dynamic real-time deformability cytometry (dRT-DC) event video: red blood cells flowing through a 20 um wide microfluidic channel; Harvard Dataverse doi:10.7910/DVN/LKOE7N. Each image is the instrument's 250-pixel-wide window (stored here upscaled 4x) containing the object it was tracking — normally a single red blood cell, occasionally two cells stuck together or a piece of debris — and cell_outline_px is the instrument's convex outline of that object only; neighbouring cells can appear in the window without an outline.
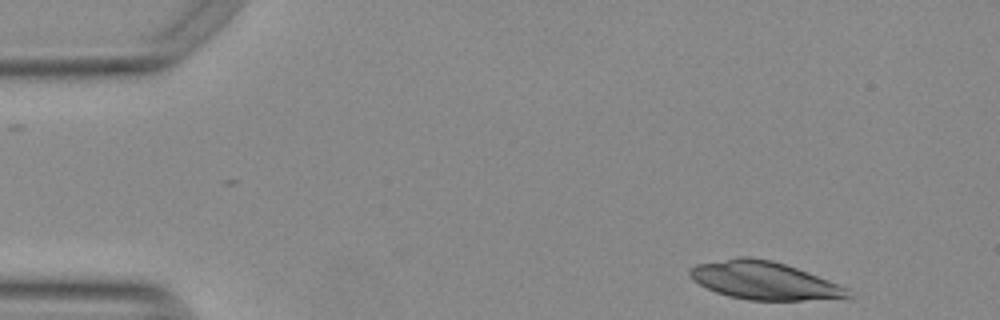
{"species": "Egyptian fruit bat (a non-hibernating species)", "species_latin": "Rousettus aegyptiacus", "temperature_condition": "warm", "stored_images_in_passage": 50, "camera_frame_rate_fps": 3000, "um_per_image_px": 0.085, "animal": {"sex": "female"}, "frame": {"image": 1, "passage_image": 2, "time_ms": 0.333, "image_size_px": [1000, 320], "cell_outline_px": [[852, 296], [804, 300], [748, 300], [728, 296], [716, 292], [692, 280], [688, 272], [688, 268], [696, 264], [740, 256], [748, 256], [772, 260], [796, 268], [828, 280], [848, 288]], "centroid_in_image_um": [64.88, 23.83], "position_along_channel_um": 20.1, "area_um2": 34.68}}